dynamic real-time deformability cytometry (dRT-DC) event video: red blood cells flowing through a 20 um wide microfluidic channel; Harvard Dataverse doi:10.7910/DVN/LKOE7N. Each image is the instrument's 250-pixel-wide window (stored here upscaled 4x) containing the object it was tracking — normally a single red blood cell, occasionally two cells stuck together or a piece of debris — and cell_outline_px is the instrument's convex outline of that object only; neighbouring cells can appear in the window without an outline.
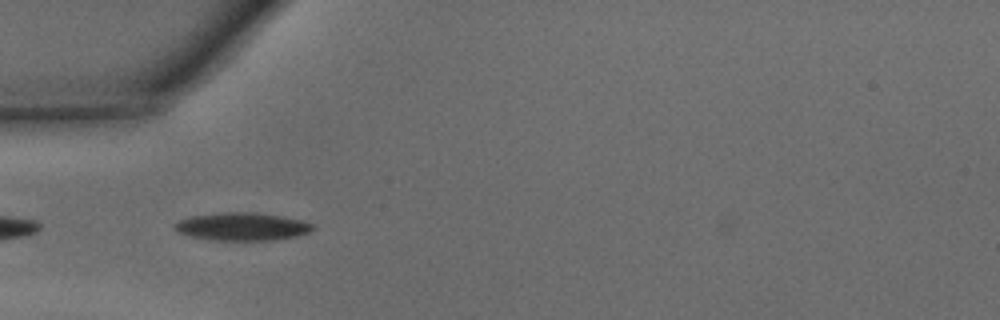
{"species": "common noctule bat (a hibernating species)", "species_latin": "Nyctalus noctula", "temperature_condition": "warm", "stored_images_in_passage": 8, "camera_frame_rate_fps": 3000, "um_per_image_px": 0.085, "animal": {"sex": "male", "body_mass_g": 15.6}, "frame": {"image": 1, "passage_image": 6, "time_ms": 1.667, "image_size_px": [1000, 320], "cell_outline_px": [[316, 228], [308, 232], [296, 236], [272, 240], [208, 240], [176, 232], [172, 228], [172, 224], [180, 220], [192, 216], [212, 212], [256, 212], [280, 216], [300, 220], [312, 224]], "centroid_in_image_um": [20.51, 19.25], "position_along_channel_um": 64.5, "area_um2": 22.6}}